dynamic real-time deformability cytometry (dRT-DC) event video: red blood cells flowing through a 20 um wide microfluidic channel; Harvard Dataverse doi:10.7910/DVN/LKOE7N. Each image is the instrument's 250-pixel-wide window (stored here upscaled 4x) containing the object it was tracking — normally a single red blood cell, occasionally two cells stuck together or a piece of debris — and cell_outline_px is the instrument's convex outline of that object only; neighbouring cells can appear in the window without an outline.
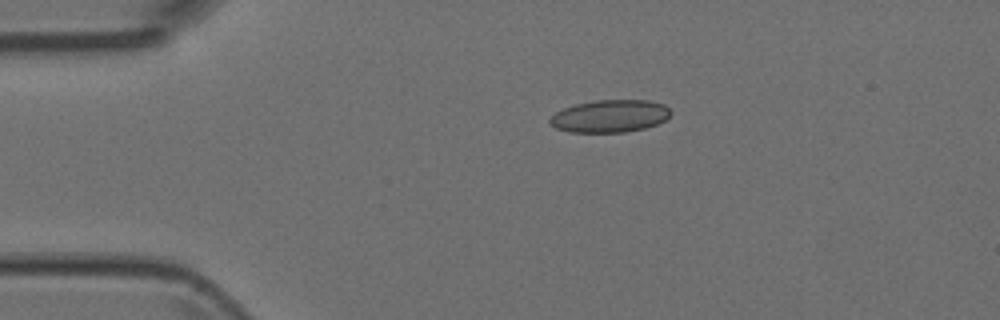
{"species": "Egyptian fruit bat (a non-hibernating species)", "species_latin": "Rousettus aegyptiacus", "temperature_condition": "room temperature", "stored_images_in_passage": 3, "camera_frame_rate_fps": 3000, "um_per_image_px": 0.085, "animal": {"sex": "female"}, "frame": {"image": 1, "passage_image": 3, "time_ms": 0.667, "image_size_px": [1000, 320], "cell_outline_px": [[672, 112], [664, 120], [656, 124], [644, 128], [624, 132], [572, 132], [556, 128], [548, 120], [556, 112], [564, 108], [576, 104], [596, 100], [648, 100], [664, 104]], "centroid_in_image_um": [51.85, 9.86], "position_along_channel_um": 33.1, "area_um2": 22.66}}